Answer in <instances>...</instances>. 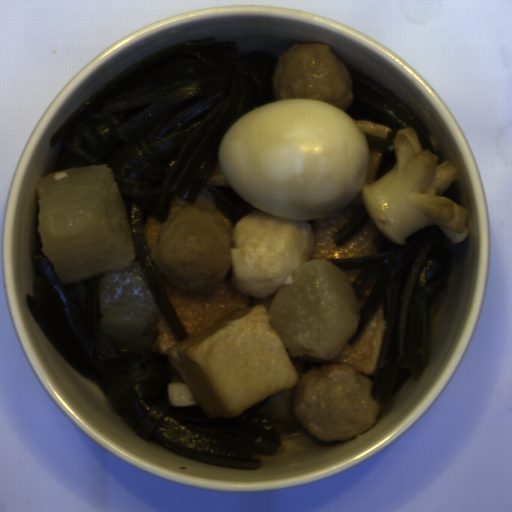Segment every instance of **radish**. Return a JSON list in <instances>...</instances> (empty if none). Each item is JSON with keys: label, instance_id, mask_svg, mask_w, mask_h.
I'll list each match as a JSON object with an SVG mask.
<instances>
[{"label": "radish", "instance_id": "radish-3", "mask_svg": "<svg viewBox=\"0 0 512 512\" xmlns=\"http://www.w3.org/2000/svg\"><path fill=\"white\" fill-rule=\"evenodd\" d=\"M215 186H230L221 169L219 161L215 164L209 178ZM231 187V186H230Z\"/></svg>", "mask_w": 512, "mask_h": 512}, {"label": "radish", "instance_id": "radish-2", "mask_svg": "<svg viewBox=\"0 0 512 512\" xmlns=\"http://www.w3.org/2000/svg\"><path fill=\"white\" fill-rule=\"evenodd\" d=\"M291 278L267 309L272 328L290 358L333 359L350 342L361 320L349 279L319 258L297 266Z\"/></svg>", "mask_w": 512, "mask_h": 512}, {"label": "radish", "instance_id": "radish-1", "mask_svg": "<svg viewBox=\"0 0 512 512\" xmlns=\"http://www.w3.org/2000/svg\"><path fill=\"white\" fill-rule=\"evenodd\" d=\"M41 251L60 285L98 279L101 332L153 353L162 314L139 266L117 180L106 164L53 171L33 187Z\"/></svg>", "mask_w": 512, "mask_h": 512}]
</instances>
